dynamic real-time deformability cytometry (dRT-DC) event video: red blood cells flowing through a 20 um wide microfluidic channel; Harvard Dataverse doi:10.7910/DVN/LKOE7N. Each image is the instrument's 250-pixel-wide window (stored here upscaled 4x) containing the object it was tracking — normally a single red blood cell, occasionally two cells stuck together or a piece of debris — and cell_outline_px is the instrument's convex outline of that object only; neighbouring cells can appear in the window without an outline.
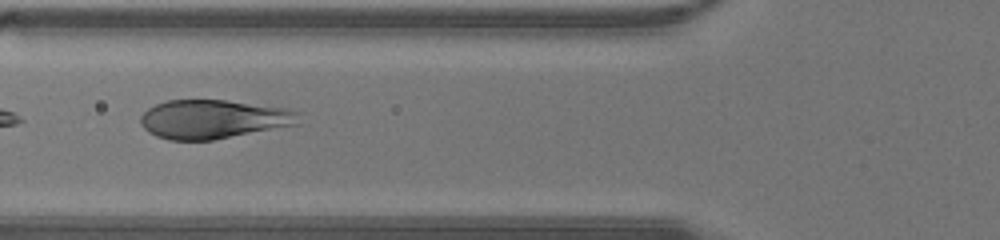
{"species": "human", "species_latin": "Homo sapiens", "temperature_condition": "warm", "stored_images_in_passage": 24, "camera_frame_rate_fps": 3000, "um_per_image_px": 0.085, "donor": {"sex": "male"}, "frame": {"image": 1, "passage_image": 9, "time_ms": 2.667, "image_size_px": [1000, 240], "cell_outline_px": [[304, 112], [300, 124], [212, 140], [168, 140], [156, 136], [148, 132], [140, 124], [140, 116], [148, 108], [156, 104], [168, 100], [224, 100], [288, 108]], "centroid_in_image_um": [18.19, 10.13], "position_along_channel_um": 107.6, "area_um2": 36.24}}
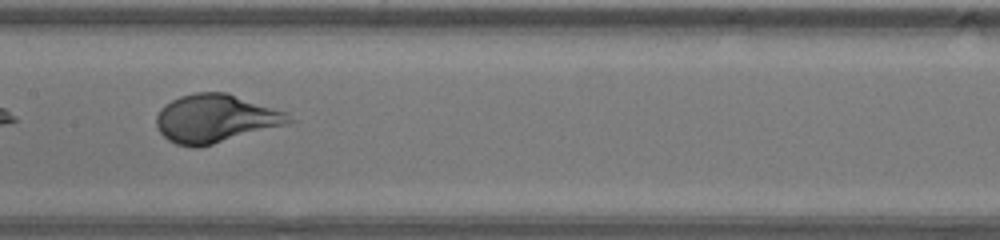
{"frame": {"image": 2, "passage_image": 14, "time_ms": 4.333, "image_size_px": [1000, 240], "cell_outline_px": [[296, 120], [288, 124], [200, 148], [192, 148], [176, 144], [168, 140], [156, 128], [156, 116], [160, 108], [164, 104], [180, 96], [196, 92], [228, 92], [288, 112]], "centroid_in_image_um": [18.34, 10.08], "position_along_channel_um": 189.1, "area_um2": 37.86}}
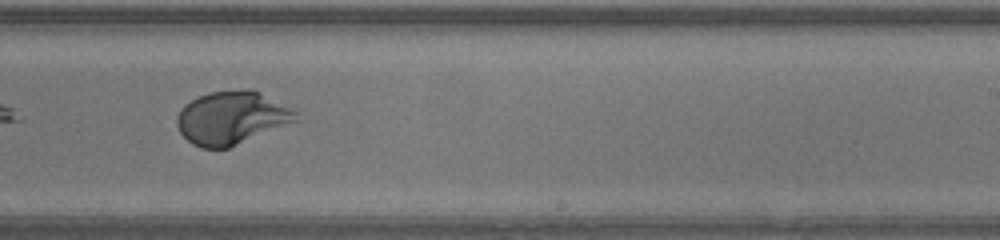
{"frame": {"image": 3, "passage_image": 19, "time_ms": 6.0, "image_size_px": [1000, 240], "cell_outline_px": [[300, 120], [228, 148], [200, 148], [192, 144], [180, 132], [176, 124], [176, 116], [180, 108], [184, 104], [208, 92], [260, 92], [300, 112]], "centroid_in_image_um": [19.7, 10.05], "position_along_channel_um": 269.3, "area_um2": 36.41}}